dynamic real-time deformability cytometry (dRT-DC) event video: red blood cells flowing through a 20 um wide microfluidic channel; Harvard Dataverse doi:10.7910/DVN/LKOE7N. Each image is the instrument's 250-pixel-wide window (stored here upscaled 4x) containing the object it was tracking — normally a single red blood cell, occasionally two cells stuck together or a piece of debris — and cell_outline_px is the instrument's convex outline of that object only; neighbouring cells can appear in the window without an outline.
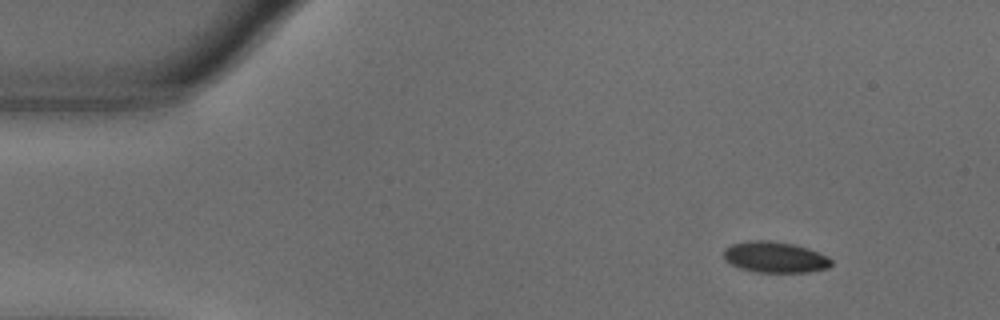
{"species": "common noctule bat (a hibernating species)", "species_latin": "Nyctalus noctula", "temperature_condition": "warm", "stored_images_in_passage": 50, "camera_frame_rate_fps": 3000, "um_per_image_px": 0.085, "animal": {"sex": "male", "body_mass_g": 18.8}, "frame": {"image": 1, "passage_image": 1, "time_ms": 0.0, "image_size_px": [1000, 320], "cell_outline_px": [[832, 264], [828, 268], [808, 272], [756, 272], [740, 268], [724, 260], [724, 248], [732, 244], [748, 240], [768, 240], [796, 244], [808, 248], [828, 256], [832, 260]], "centroid_in_image_um": [65.88, 21.85], "position_along_channel_um": 19.1, "area_um2": 19.59}}
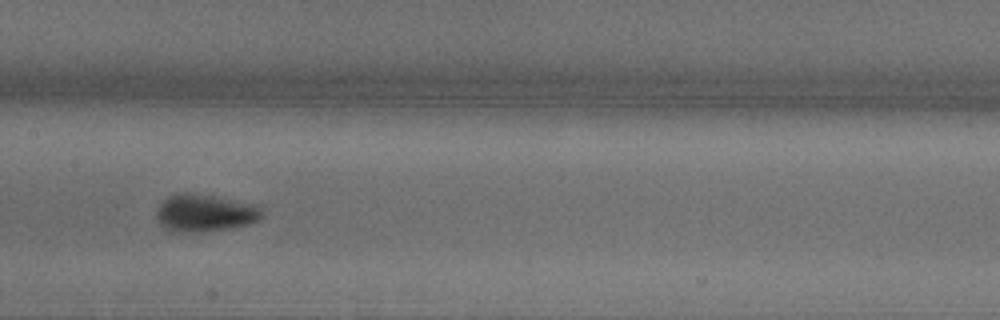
{"frame": {"image": 2, "passage_image": 22, "time_ms": 7.0, "image_size_px": [1000, 320], "cell_outline_px": [[264, 216], [260, 220], [248, 224], [232, 228], [200, 232], [168, 232], [160, 224], [156, 216], [156, 212], [160, 204], [168, 196], [176, 192], [192, 192], [260, 204], [264, 212]], "centroid_in_image_um": [17.45, 18.09], "position_along_channel_um": 189.9, "area_um2": 23.76}}
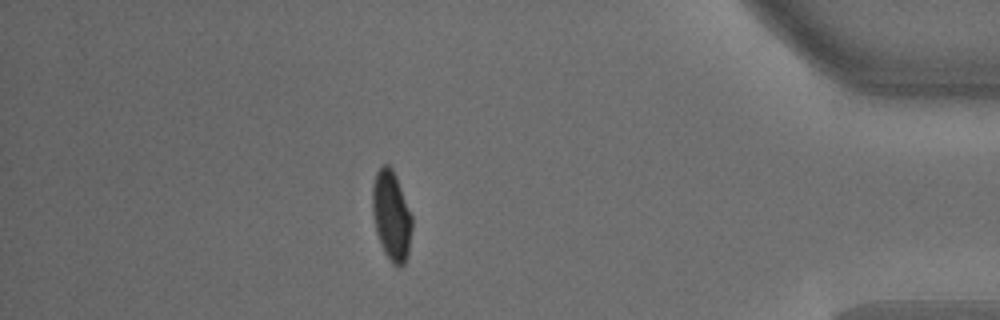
{"frame": {"image": 3, "passage_image": 43, "time_ms": 14.0, "image_size_px": [1000, 320], "cell_outline_px": [[412, 228], [408, 256], [404, 264], [400, 268], [396, 268], [392, 264], [384, 252], [376, 232], [372, 212], [372, 184], [376, 172], [384, 164], [388, 164], [392, 168], [396, 176], [412, 216]], "centroid_in_image_um": [33.27, 18.36], "position_along_channel_um": 401.9, "area_um2": 20.92}, "authors_computed_cell_mechanics": {"area_um2": 20.6924, "velocity_mm_per_s": 3.6372, "shape_relaxation_time_tau1_ms": 4.1884, "shape_relaxation_time_tau2_ms": null, "deformation_change_tau1": 0.1359, "deformation_change_tau2": null}}